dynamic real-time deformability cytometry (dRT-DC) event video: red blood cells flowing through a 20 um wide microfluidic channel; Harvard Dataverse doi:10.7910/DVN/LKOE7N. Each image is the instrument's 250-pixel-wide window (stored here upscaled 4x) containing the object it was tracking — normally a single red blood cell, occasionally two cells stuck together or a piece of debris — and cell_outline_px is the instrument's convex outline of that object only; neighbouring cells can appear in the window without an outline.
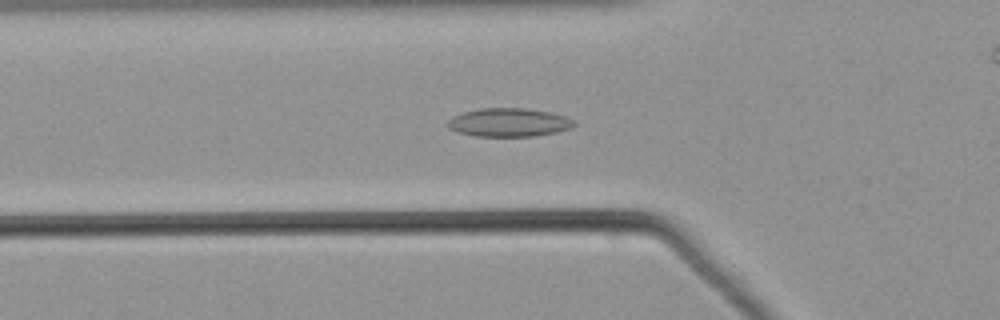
{"species": "common noctule bat (a hibernating species)", "species_latin": "Nyctalus noctula", "temperature_condition": "warm", "stored_images_in_passage": 41, "camera_frame_rate_fps": 3000, "um_per_image_px": 0.085, "animal": {"sex": "male", "body_mass_g": 21.5, "forearm_length_mm": 52.0}, "frame": {"image": 1, "passage_image": 5, "time_ms": 1.333, "image_size_px": [1000, 320], "cell_outline_px": [[576, 124], [572, 128], [556, 132], [536, 136], [476, 136], [456, 132], [448, 128], [444, 124], [452, 116], [464, 112], [480, 108], [528, 108], [552, 112], [576, 120]], "centroid_in_image_um": [43.25, 10.4], "position_along_channel_um": 82.5, "area_um2": 21.33}}
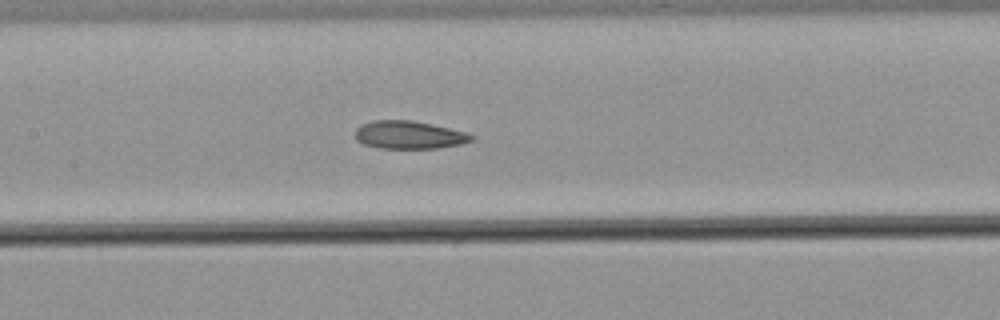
{"frame": {"image": 2, "passage_image": 12, "time_ms": 3.667, "image_size_px": [1000, 320], "cell_outline_px": [[476, 136], [472, 140], [460, 144], [440, 148], [380, 148], [364, 144], [356, 140], [356, 128], [360, 124], [372, 120], [412, 120], [432, 124], [464, 132]], "centroid_in_image_um": [34.74, 11.46], "position_along_channel_um": 172.7, "area_um2": 18.9}}
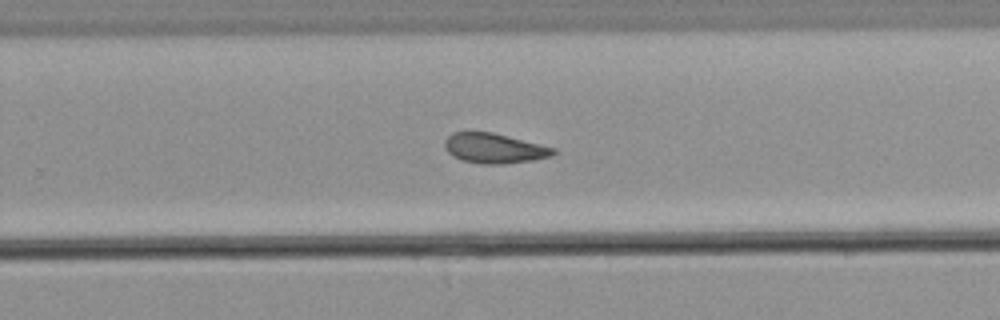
{"frame": {"image": 3, "passage_image": 21, "time_ms": 6.667, "image_size_px": [1000, 320], "cell_outline_px": [[556, 152], [552, 156], [532, 160], [504, 164], [480, 164], [460, 160], [452, 156], [444, 148], [444, 140], [452, 132], [492, 132], [556, 148]], "centroid_in_image_um": [41.98, 12.61], "position_along_channel_um": 287.8, "area_um2": 19.07}}